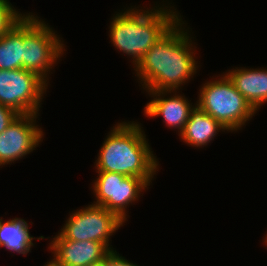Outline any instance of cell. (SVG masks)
<instances>
[{
  "mask_svg": "<svg viewBox=\"0 0 267 266\" xmlns=\"http://www.w3.org/2000/svg\"><path fill=\"white\" fill-rule=\"evenodd\" d=\"M264 242H265V245L267 246V234L266 236L263 238Z\"/></svg>",
  "mask_w": 267,
  "mask_h": 266,
  "instance_id": "21",
  "label": "cell"
},
{
  "mask_svg": "<svg viewBox=\"0 0 267 266\" xmlns=\"http://www.w3.org/2000/svg\"><path fill=\"white\" fill-rule=\"evenodd\" d=\"M23 16V69L37 74L48 85L52 67L64 54L60 35L33 13Z\"/></svg>",
  "mask_w": 267,
  "mask_h": 266,
  "instance_id": "5",
  "label": "cell"
},
{
  "mask_svg": "<svg viewBox=\"0 0 267 266\" xmlns=\"http://www.w3.org/2000/svg\"><path fill=\"white\" fill-rule=\"evenodd\" d=\"M105 266H138L122 257L116 250L111 249L105 257Z\"/></svg>",
  "mask_w": 267,
  "mask_h": 266,
  "instance_id": "18",
  "label": "cell"
},
{
  "mask_svg": "<svg viewBox=\"0 0 267 266\" xmlns=\"http://www.w3.org/2000/svg\"><path fill=\"white\" fill-rule=\"evenodd\" d=\"M146 92L153 98L144 107L145 116L155 118L162 115L166 126L170 129H177L180 135L196 103L192 105L193 103H190L185 95L176 94L179 93L176 90Z\"/></svg>",
  "mask_w": 267,
  "mask_h": 266,
  "instance_id": "10",
  "label": "cell"
},
{
  "mask_svg": "<svg viewBox=\"0 0 267 266\" xmlns=\"http://www.w3.org/2000/svg\"><path fill=\"white\" fill-rule=\"evenodd\" d=\"M23 69V17L0 36V70Z\"/></svg>",
  "mask_w": 267,
  "mask_h": 266,
  "instance_id": "15",
  "label": "cell"
},
{
  "mask_svg": "<svg viewBox=\"0 0 267 266\" xmlns=\"http://www.w3.org/2000/svg\"><path fill=\"white\" fill-rule=\"evenodd\" d=\"M220 130L225 132L226 129L196 104L190 112L183 131L178 136L191 147L203 148L214 140Z\"/></svg>",
  "mask_w": 267,
  "mask_h": 266,
  "instance_id": "13",
  "label": "cell"
},
{
  "mask_svg": "<svg viewBox=\"0 0 267 266\" xmlns=\"http://www.w3.org/2000/svg\"><path fill=\"white\" fill-rule=\"evenodd\" d=\"M48 246L54 254L53 259L61 266H87L101 262L111 250L101 242L73 241L66 238H53Z\"/></svg>",
  "mask_w": 267,
  "mask_h": 266,
  "instance_id": "11",
  "label": "cell"
},
{
  "mask_svg": "<svg viewBox=\"0 0 267 266\" xmlns=\"http://www.w3.org/2000/svg\"><path fill=\"white\" fill-rule=\"evenodd\" d=\"M155 5L146 10L142 7L139 9L138 6H131L111 18L109 26L111 44L119 52L131 57L134 67L152 45L182 18L175 7L170 4Z\"/></svg>",
  "mask_w": 267,
  "mask_h": 266,
  "instance_id": "2",
  "label": "cell"
},
{
  "mask_svg": "<svg viewBox=\"0 0 267 266\" xmlns=\"http://www.w3.org/2000/svg\"><path fill=\"white\" fill-rule=\"evenodd\" d=\"M238 92L258 111L267 102V69L235 67L225 72Z\"/></svg>",
  "mask_w": 267,
  "mask_h": 266,
  "instance_id": "12",
  "label": "cell"
},
{
  "mask_svg": "<svg viewBox=\"0 0 267 266\" xmlns=\"http://www.w3.org/2000/svg\"><path fill=\"white\" fill-rule=\"evenodd\" d=\"M25 14L10 3L9 0H0V36L8 31Z\"/></svg>",
  "mask_w": 267,
  "mask_h": 266,
  "instance_id": "16",
  "label": "cell"
},
{
  "mask_svg": "<svg viewBox=\"0 0 267 266\" xmlns=\"http://www.w3.org/2000/svg\"><path fill=\"white\" fill-rule=\"evenodd\" d=\"M0 218V247L13 253L27 255L31 252L35 239H44V236L34 238L29 232V224L21 218H12L4 221Z\"/></svg>",
  "mask_w": 267,
  "mask_h": 266,
  "instance_id": "14",
  "label": "cell"
},
{
  "mask_svg": "<svg viewBox=\"0 0 267 266\" xmlns=\"http://www.w3.org/2000/svg\"><path fill=\"white\" fill-rule=\"evenodd\" d=\"M142 128L135 121L118 122L113 126L97 154L96 172L153 179L158 173L159 161Z\"/></svg>",
  "mask_w": 267,
  "mask_h": 266,
  "instance_id": "3",
  "label": "cell"
},
{
  "mask_svg": "<svg viewBox=\"0 0 267 266\" xmlns=\"http://www.w3.org/2000/svg\"><path fill=\"white\" fill-rule=\"evenodd\" d=\"M98 177L93 182L96 196L92 204L105 207L116 214L122 221L127 220V208L135 203L149 188L154 179H141L112 172H96ZM142 194V195H141Z\"/></svg>",
  "mask_w": 267,
  "mask_h": 266,
  "instance_id": "7",
  "label": "cell"
},
{
  "mask_svg": "<svg viewBox=\"0 0 267 266\" xmlns=\"http://www.w3.org/2000/svg\"><path fill=\"white\" fill-rule=\"evenodd\" d=\"M87 266H105V262L104 260L101 262H97V263H93V264H89Z\"/></svg>",
  "mask_w": 267,
  "mask_h": 266,
  "instance_id": "20",
  "label": "cell"
},
{
  "mask_svg": "<svg viewBox=\"0 0 267 266\" xmlns=\"http://www.w3.org/2000/svg\"><path fill=\"white\" fill-rule=\"evenodd\" d=\"M18 115L13 109L0 104V133L5 131Z\"/></svg>",
  "mask_w": 267,
  "mask_h": 266,
  "instance_id": "17",
  "label": "cell"
},
{
  "mask_svg": "<svg viewBox=\"0 0 267 266\" xmlns=\"http://www.w3.org/2000/svg\"><path fill=\"white\" fill-rule=\"evenodd\" d=\"M74 210L63 228L53 238L73 241L91 240L106 244L110 249V237L125 223L103 206L90 204ZM114 233V234H113Z\"/></svg>",
  "mask_w": 267,
  "mask_h": 266,
  "instance_id": "6",
  "label": "cell"
},
{
  "mask_svg": "<svg viewBox=\"0 0 267 266\" xmlns=\"http://www.w3.org/2000/svg\"><path fill=\"white\" fill-rule=\"evenodd\" d=\"M44 266H61L59 265L54 259H51L49 262L47 261V264Z\"/></svg>",
  "mask_w": 267,
  "mask_h": 266,
  "instance_id": "19",
  "label": "cell"
},
{
  "mask_svg": "<svg viewBox=\"0 0 267 266\" xmlns=\"http://www.w3.org/2000/svg\"><path fill=\"white\" fill-rule=\"evenodd\" d=\"M199 92L196 104L228 132L241 130L257 113L224 72L202 84Z\"/></svg>",
  "mask_w": 267,
  "mask_h": 266,
  "instance_id": "4",
  "label": "cell"
},
{
  "mask_svg": "<svg viewBox=\"0 0 267 266\" xmlns=\"http://www.w3.org/2000/svg\"><path fill=\"white\" fill-rule=\"evenodd\" d=\"M38 116L18 115L6 130L0 133V167L22 159L43 141L44 132L36 124Z\"/></svg>",
  "mask_w": 267,
  "mask_h": 266,
  "instance_id": "9",
  "label": "cell"
},
{
  "mask_svg": "<svg viewBox=\"0 0 267 266\" xmlns=\"http://www.w3.org/2000/svg\"><path fill=\"white\" fill-rule=\"evenodd\" d=\"M186 24L181 18L134 67L143 90L178 91L197 73L194 37L185 29Z\"/></svg>",
  "mask_w": 267,
  "mask_h": 266,
  "instance_id": "1",
  "label": "cell"
},
{
  "mask_svg": "<svg viewBox=\"0 0 267 266\" xmlns=\"http://www.w3.org/2000/svg\"><path fill=\"white\" fill-rule=\"evenodd\" d=\"M48 84L25 69L0 70V104L19 115H39Z\"/></svg>",
  "mask_w": 267,
  "mask_h": 266,
  "instance_id": "8",
  "label": "cell"
}]
</instances>
